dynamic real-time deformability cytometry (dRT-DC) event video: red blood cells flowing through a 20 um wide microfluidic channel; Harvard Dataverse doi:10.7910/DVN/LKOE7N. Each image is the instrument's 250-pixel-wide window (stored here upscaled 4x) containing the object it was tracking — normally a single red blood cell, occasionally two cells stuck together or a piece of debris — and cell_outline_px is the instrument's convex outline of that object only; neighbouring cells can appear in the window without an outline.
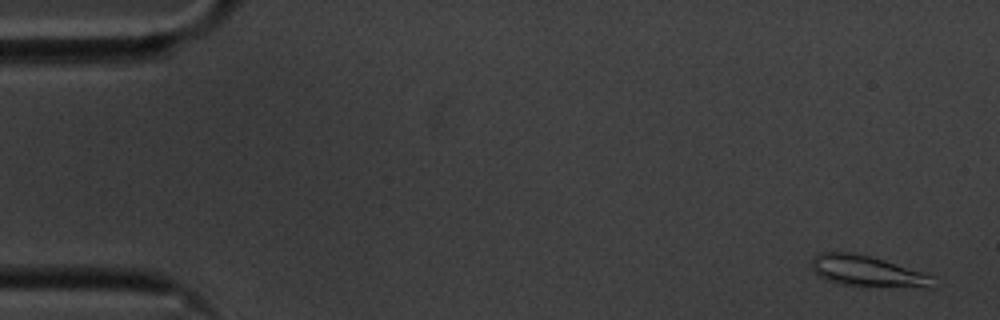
{"species": "common noctule bat (a hibernating species)", "species_latin": "Nyctalus noctula", "temperature_condition": "cold", "stored_images_in_passage": 56, "camera_frame_rate_fps": 3000, "um_per_image_px": 0.085, "animal": {"sex": "male", "body_mass_g": 20.1, "forearm_length_mm": 53.5}, "frame": {"image": 1, "passage_image": 2, "time_ms": 0.333, "image_size_px": [1000, 320], "cell_outline_px": [[940, 284], [936, 288], [928, 288], [840, 284], [828, 280], [820, 276], [812, 268], [812, 260], [820, 252], [852, 252], [872, 256], [932, 276]], "centroid_in_image_um": [73.8, 23.06], "position_along_channel_um": 11.2, "area_um2": 21.73}}
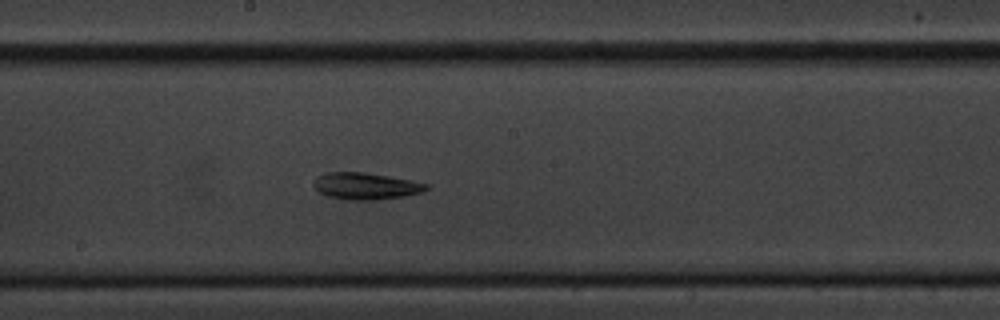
{"frame": {"image": 2, "passage_image": 30, "time_ms": 9.667, "image_size_px": [1000, 320], "cell_outline_px": [[428, 188], [420, 192], [404, 196], [372, 200], [352, 200], [328, 196], [320, 192], [312, 184], [316, 176], [324, 172], [364, 172], [412, 180], [428, 184]], "centroid_in_image_um": [31.05, 15.8], "position_along_channel_um": 217.1, "area_um2": 17.46}}
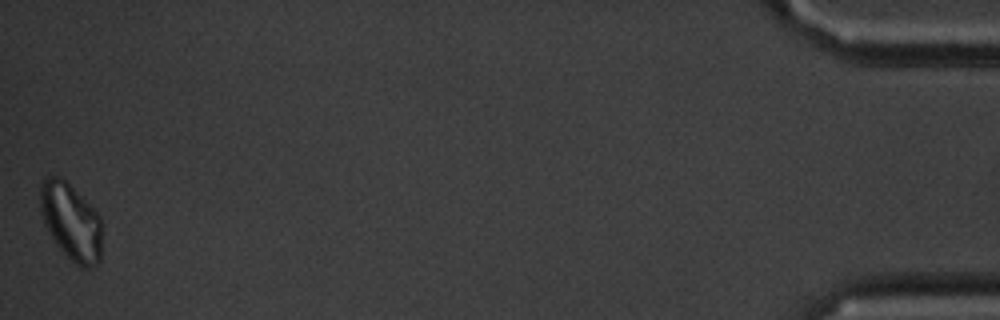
{"frame": {"image": 3, "passage_image": 56, "time_ms": 18.333, "image_size_px": [1000, 320], "cell_outline_px": [[100, 260], [96, 264], [88, 268], [80, 268], [56, 244], [48, 232], [44, 224], [40, 212], [40, 184], [48, 176], [60, 176], [100, 216]], "centroid_in_image_um": [6.0, 18.85], "position_along_channel_um": 429.2, "area_um2": 27.17}, "authors_computed_cell_mechanics": {"area_um2": 18.7272, "velocity_mm_per_s": 3.5158, "shape_relaxation_time_tau1_ms": 7.6411, "shape_relaxation_time_tau2_ms": null, "deformation_change_tau1": 0.1799, "deformation_change_tau2": null}}